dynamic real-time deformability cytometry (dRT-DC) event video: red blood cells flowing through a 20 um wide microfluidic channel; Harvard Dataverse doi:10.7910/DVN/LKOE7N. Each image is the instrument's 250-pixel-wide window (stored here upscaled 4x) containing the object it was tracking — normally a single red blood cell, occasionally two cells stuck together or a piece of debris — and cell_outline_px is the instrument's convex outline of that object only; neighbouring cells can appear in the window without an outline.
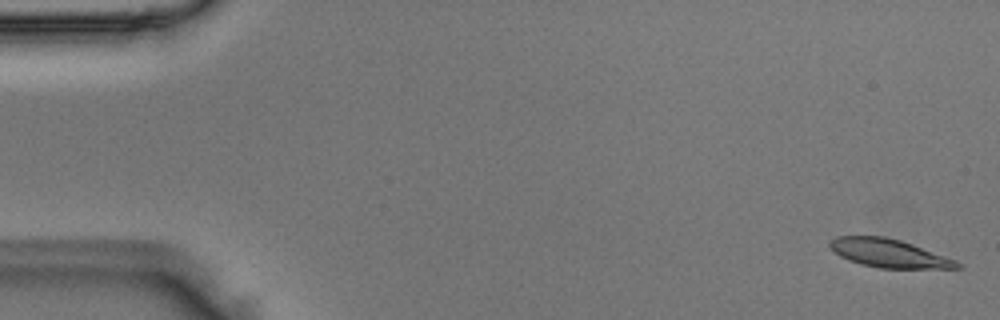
{"species": "Egyptian fruit bat (a non-hibernating species)", "species_latin": "Rousettus aegyptiacus", "temperature_condition": "room temperature", "stored_images_in_passage": 13, "camera_frame_rate_fps": 3000, "um_per_image_px": 0.085, "animal": {"sex": "male"}, "frame": {"image": 1, "passage_image": 1, "time_ms": 0.0, "image_size_px": [1000, 320], "cell_outline_px": [[964, 268], [880, 268], [860, 264], [848, 260], [840, 256], [828, 244], [828, 240], [836, 236], [884, 236], [900, 240], [912, 244], [956, 260], [964, 264]], "centroid_in_image_um": [75.57, 21.52], "position_along_channel_um": 9.4, "area_um2": 21.04}}
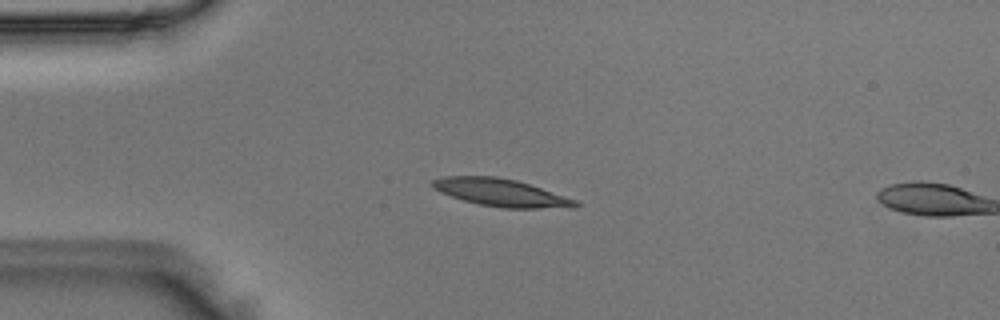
{"frame": {"image": 2, "passage_image": 12, "time_ms": 3.667, "image_size_px": [1000, 320], "cell_outline_px": [[580, 204], [576, 208], [500, 208], [480, 204], [464, 200], [440, 192], [432, 188], [428, 184], [432, 180], [444, 176], [496, 176], [516, 180], [576, 200]], "centroid_in_image_um": [42.55, 16.37], "position_along_channel_um": 42.5, "area_um2": 22.89}}